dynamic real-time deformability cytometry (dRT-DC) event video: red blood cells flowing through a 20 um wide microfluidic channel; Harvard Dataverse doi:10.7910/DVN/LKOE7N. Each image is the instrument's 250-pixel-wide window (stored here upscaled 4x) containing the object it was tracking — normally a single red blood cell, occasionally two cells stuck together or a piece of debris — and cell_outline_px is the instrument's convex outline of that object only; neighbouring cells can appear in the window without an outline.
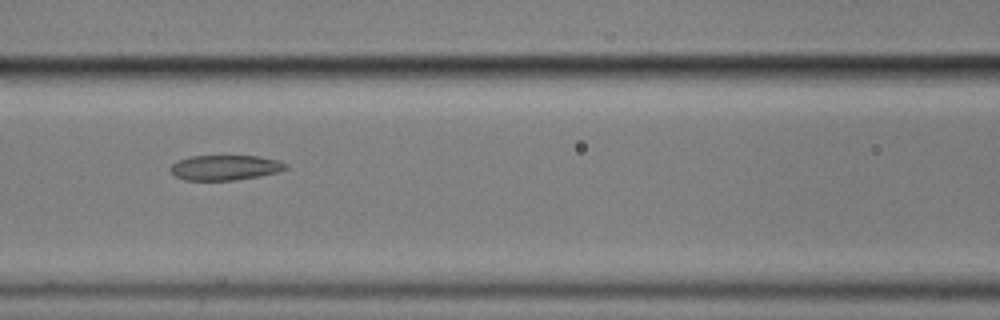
{"species": "common noctule bat (a hibernating species)", "species_latin": "Nyctalus noctula", "temperature_condition": "cold", "stored_images_in_passage": 3, "camera_frame_rate_fps": 3000, "um_per_image_px": 0.085, "animal": {"sex": "male", "body_mass_g": 17.9}, "frame": {"image": 1, "passage_image": 3, "time_ms": 2.333, "image_size_px": [1000, 320], "cell_outline_px": [[288, 168], [280, 172], [260, 176], [236, 180], [184, 180], [176, 176], [168, 168], [172, 164], [180, 160], [192, 156], [260, 156], [280, 160], [288, 164]], "centroid_in_image_um": [19.2, 14.24], "position_along_channel_um": 147.4, "area_um2": 16.99}}